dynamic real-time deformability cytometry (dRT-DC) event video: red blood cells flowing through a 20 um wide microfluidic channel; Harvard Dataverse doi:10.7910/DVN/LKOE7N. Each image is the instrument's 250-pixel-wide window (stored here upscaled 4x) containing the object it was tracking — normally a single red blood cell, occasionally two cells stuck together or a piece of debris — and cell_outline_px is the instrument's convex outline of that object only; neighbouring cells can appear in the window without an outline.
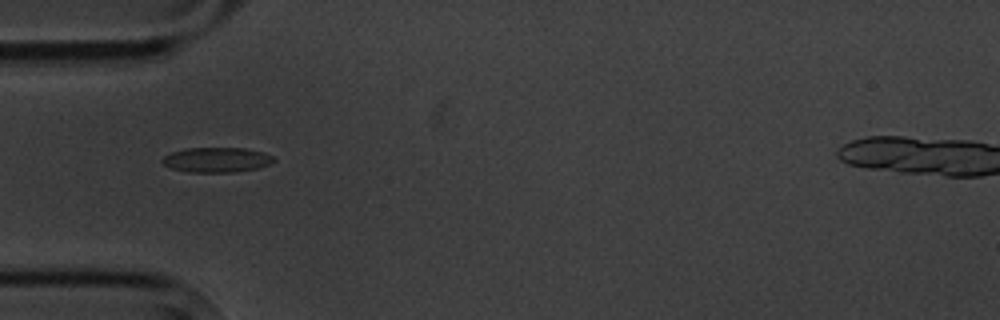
{"species": "common noctule bat (a hibernating species)", "species_latin": "Nyctalus noctula", "temperature_condition": "cold", "stored_images_in_passage": 11, "camera_frame_rate_fps": 3000, "um_per_image_px": 0.085, "animal": {"sex": "male", "body_mass_g": 20.1, "forearm_length_mm": 53.5}, "frame": {"image": 1, "passage_image": 5, "time_ms": 5.333, "image_size_px": [1000, 320], "cell_outline_px": [[276, 160], [268, 164], [256, 168], [236, 172], [188, 172], [168, 168], [160, 160], [164, 156], [172, 152], [184, 148], [244, 148], [264, 152], [272, 156]], "centroid_in_image_um": [18.37, 13.58], "position_along_channel_um": 66.6, "area_um2": 16.24}}
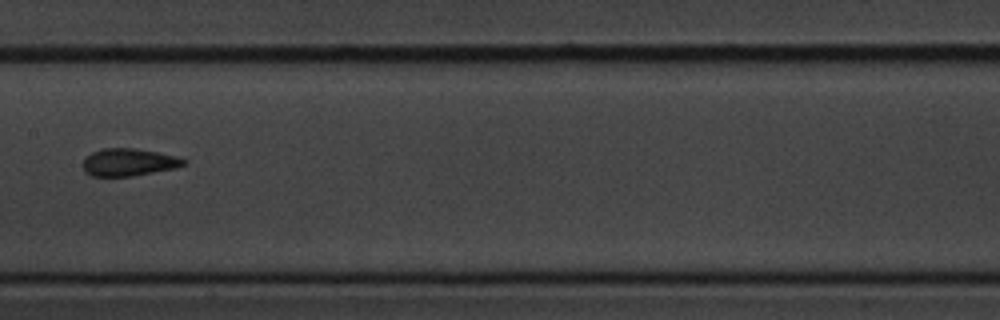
{"frame": {"image": 2, "passage_image": 8, "time_ms": 9.0, "image_size_px": [1000, 320], "cell_outline_px": [[188, 160], [184, 164], [172, 168], [132, 176], [92, 176], [84, 172], [84, 160], [92, 152], [104, 148], [136, 148], [180, 156]], "centroid_in_image_um": [10.96, 13.78], "position_along_channel_um": 196.4, "area_um2": 16.01}}
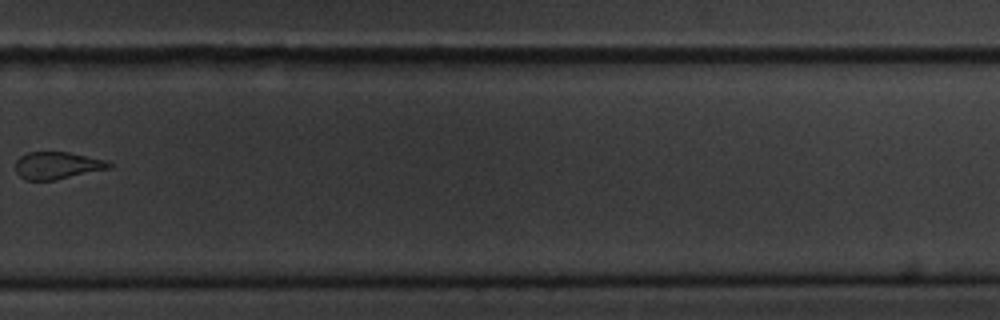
{"frame": {"image": 3, "passage_image": 11, "time_ms": 12.667, "image_size_px": [1000, 320], "cell_outline_px": [[112, 168], [56, 180], [24, 180], [16, 172], [16, 160], [20, 156], [28, 152], [68, 152], [108, 160], [112, 164]], "centroid_in_image_um": [4.89, 14.07], "position_along_channel_um": 324.9, "area_um2": 15.03}}